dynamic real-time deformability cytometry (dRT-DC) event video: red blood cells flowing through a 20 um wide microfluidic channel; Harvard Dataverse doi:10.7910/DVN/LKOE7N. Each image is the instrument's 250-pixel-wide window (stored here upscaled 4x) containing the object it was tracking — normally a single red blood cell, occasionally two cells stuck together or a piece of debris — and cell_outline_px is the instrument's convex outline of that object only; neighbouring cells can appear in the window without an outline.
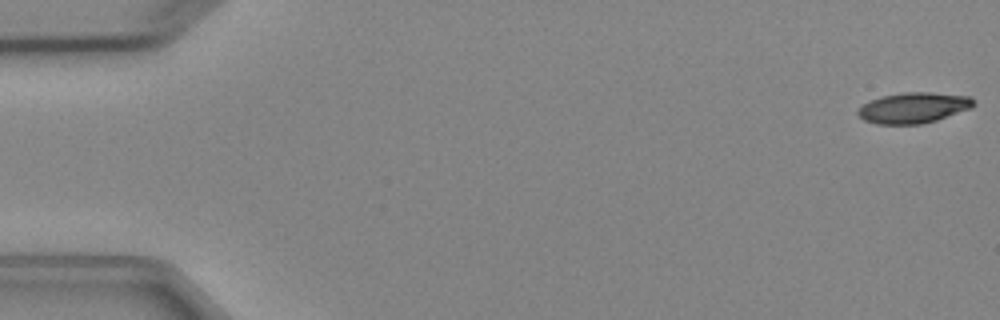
{"species": "Egyptian fruit bat (a non-hibernating species)", "species_latin": "Rousettus aegyptiacus", "temperature_condition": "cold", "stored_images_in_passage": 5, "camera_frame_rate_fps": 3000, "um_per_image_px": 0.085, "animal": {"sex": "female"}, "frame": {"image": 1, "passage_image": 1, "time_ms": 0.0, "image_size_px": [1000, 320], "cell_outline_px": [[976, 104], [972, 108], [936, 120], [920, 124], [876, 124], [864, 120], [856, 112], [864, 104], [880, 96], [904, 92], [928, 92], [972, 96], [976, 100]], "centroid_in_image_um": [77.7, 9.15], "position_along_channel_um": 7.3, "area_um2": 20.75}}
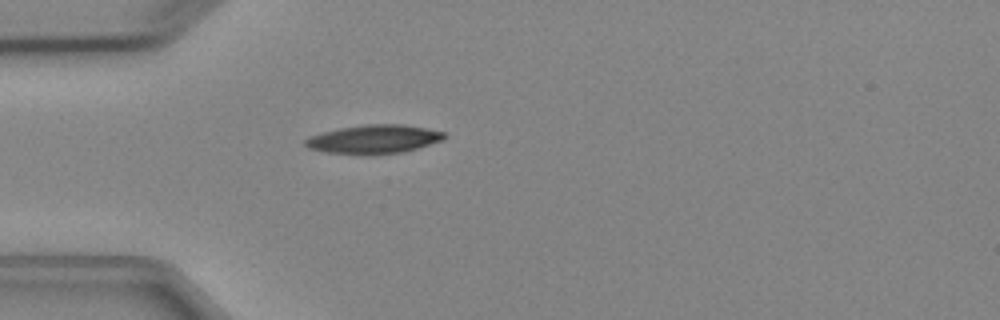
{"frame": {"image": 2, "passage_image": 5, "time_ms": 4.667, "image_size_px": [1000, 320], "cell_outline_px": [[448, 136], [444, 140], [404, 152], [368, 156], [324, 152], [308, 148], [304, 144], [304, 140], [308, 136], [340, 128], [364, 124], [404, 124], [444, 132]], "centroid_in_image_um": [31.77, 11.85], "position_along_channel_um": 53.2, "area_um2": 23.7}}